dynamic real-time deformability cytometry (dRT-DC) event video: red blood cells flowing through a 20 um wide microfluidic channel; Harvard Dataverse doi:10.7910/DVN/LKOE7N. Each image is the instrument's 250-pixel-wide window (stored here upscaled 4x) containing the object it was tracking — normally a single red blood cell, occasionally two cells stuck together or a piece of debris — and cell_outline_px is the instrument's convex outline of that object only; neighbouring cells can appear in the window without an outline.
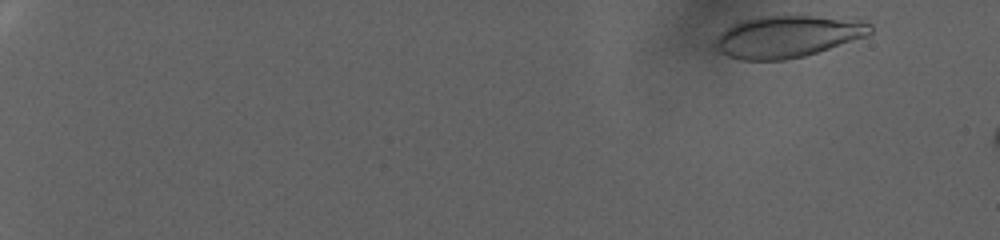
{"species": "human", "species_latin": "Homo sapiens", "temperature_condition": "warm", "stored_images_in_passage": 20, "camera_frame_rate_fps": 3000, "um_per_image_px": 0.085, "donor": {"sex": "female"}, "frame": {"image": 1, "passage_image": 5, "time_ms": 1.333, "image_size_px": [1000, 240], "cell_outline_px": [[872, 32], [868, 36], [804, 56], [784, 60], [740, 60], [728, 56], [712, 48], [716, 40], [732, 24], [740, 20], [764, 16], [812, 16], [864, 20], [872, 24]], "centroid_in_image_um": [66.97, 3.11], "position_along_channel_um": 18.0, "area_um2": 37.8}}